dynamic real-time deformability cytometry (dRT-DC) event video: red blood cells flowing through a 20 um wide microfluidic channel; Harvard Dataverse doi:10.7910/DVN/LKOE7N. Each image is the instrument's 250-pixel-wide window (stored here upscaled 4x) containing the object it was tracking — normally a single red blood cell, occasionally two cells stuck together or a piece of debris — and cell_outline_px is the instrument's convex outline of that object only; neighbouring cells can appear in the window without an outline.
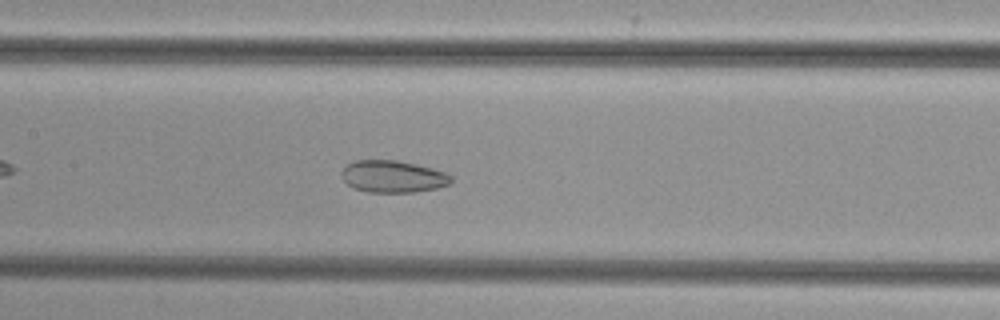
{"species": "common noctule bat (a hibernating species)", "species_latin": "Nyctalus noctula", "temperature_condition": "cold", "stored_images_in_passage": 40, "camera_frame_rate_fps": 3000, "um_per_image_px": 0.085, "animal": {"sex": "female", "body_mass_g": 29.2, "forearm_length_mm": 56.3}, "frame": {"image": 1, "passage_image": 13, "time_ms": 4.0, "image_size_px": [1000, 320], "cell_outline_px": [[452, 184], [436, 188], [416, 192], [368, 192], [352, 188], [340, 176], [340, 172], [348, 164], [356, 160], [396, 160], [416, 164], [448, 172], [452, 176]], "centroid_in_image_um": [33.42, 15.0], "position_along_channel_um": 174.0, "area_um2": 20.69}}
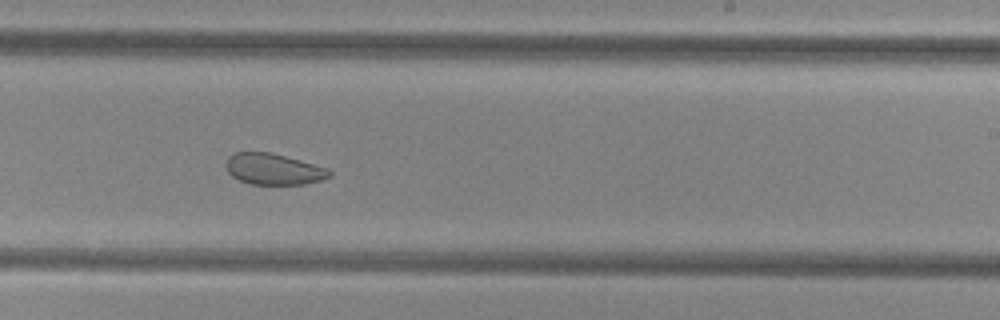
{"frame": {"image": 2, "passage_image": 20, "time_ms": 6.333, "image_size_px": [1000, 320], "cell_outline_px": [[332, 176], [320, 180], [304, 184], [252, 184], [240, 180], [232, 176], [228, 172], [228, 156], [236, 152], [268, 152], [300, 160], [328, 168], [332, 172]], "centroid_in_image_um": [23.29, 14.38], "position_along_channel_um": 265.7, "area_um2": 18.5}}
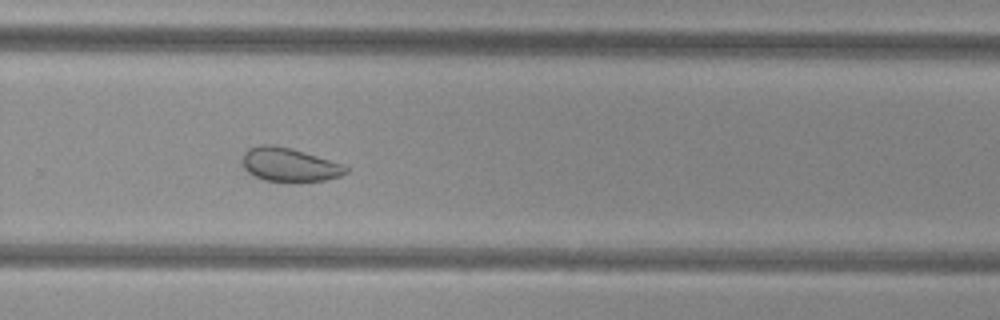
{"frame": {"image": 3, "passage_image": 23, "time_ms": 7.333, "image_size_px": [1000, 320], "cell_outline_px": [[348, 172], [340, 176], [324, 180], [296, 184], [264, 180], [248, 172], [244, 168], [240, 160], [244, 152], [248, 148], [260, 144], [272, 144], [292, 148], [344, 164], [348, 168]], "centroid_in_image_um": [24.58, 14.02], "position_along_channel_um": 305.2, "area_um2": 21.04}}